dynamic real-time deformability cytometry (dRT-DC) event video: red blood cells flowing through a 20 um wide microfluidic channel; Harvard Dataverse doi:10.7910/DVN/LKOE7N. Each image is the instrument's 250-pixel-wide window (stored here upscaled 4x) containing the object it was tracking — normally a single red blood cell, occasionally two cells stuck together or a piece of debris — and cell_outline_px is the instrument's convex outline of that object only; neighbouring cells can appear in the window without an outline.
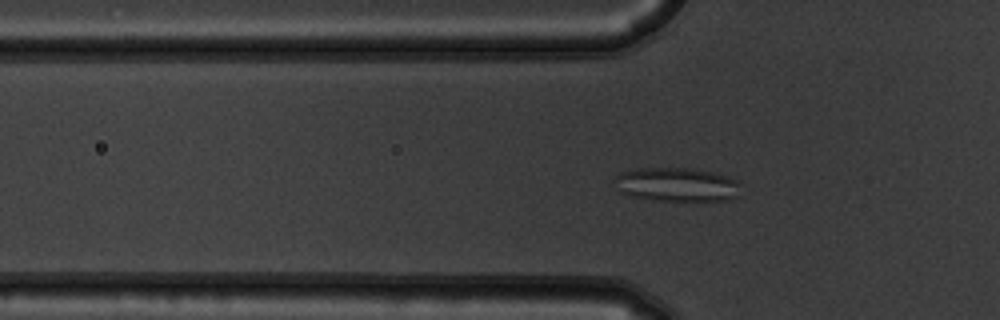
{"species": "common noctule bat (a hibernating species)", "species_latin": "Nyctalus noctula", "temperature_condition": "warm", "stored_images_in_passage": 54, "camera_frame_rate_fps": 3000, "um_per_image_px": 0.085, "animal": {"sex": "male", "body_mass_g": 19.5, "forearm_length_mm": 54.6}, "frame": {"image": 1, "passage_image": 18, "time_ms": 5.667, "image_size_px": [1000, 320], "cell_outline_px": [[740, 184], [736, 196], [728, 200], [656, 200], [632, 196], [616, 192], [612, 180], [620, 172], [636, 168], [692, 168], [712, 172], [728, 176], [740, 180]], "centroid_in_image_um": [57.46, 15.67], "position_along_channel_um": 68.3, "area_um2": 25.2}}
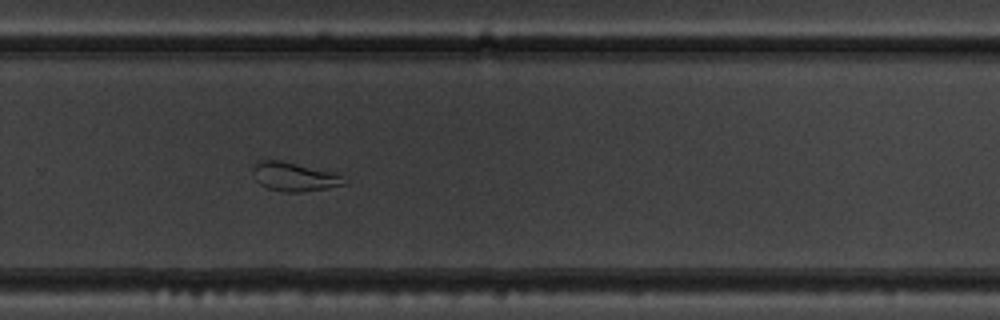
{"frame": {"image": 2, "passage_image": 37, "time_ms": 12.0, "image_size_px": [1000, 320], "cell_outline_px": [[348, 184], [328, 188], [300, 192], [284, 192], [268, 188], [260, 184], [256, 180], [252, 172], [252, 168], [256, 160], [280, 160], [336, 172]], "centroid_in_image_um": [24.99, 15.01], "position_along_channel_um": 304.8, "area_um2": 15.49}}
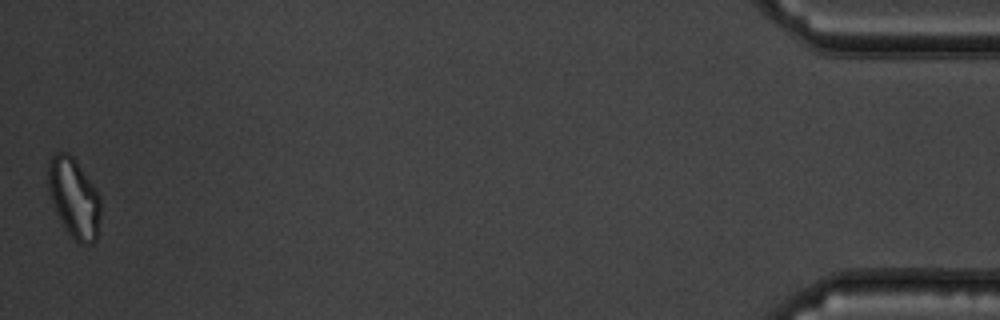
{"frame": {"image": 3, "passage_image": 54, "time_ms": 17.667, "image_size_px": [1000, 320], "cell_outline_px": [[100, 216], [96, 240], [92, 244], [80, 244], [68, 232], [60, 220], [56, 212], [48, 192], [48, 160], [56, 152], [68, 152], [76, 160], [96, 188], [100, 196]], "centroid_in_image_um": [6.29, 16.8], "position_along_channel_um": 428.9, "area_um2": 24.45}, "authors_computed_cell_mechanics": {"area_um2": 22.6287, "velocity_mm_per_s": 3.7487, "shape_relaxation_time_tau1_ms": null, "shape_relaxation_time_tau2_ms": 3.289, "deformation_change_tau1": null, "deformation_change_tau2": 0.0895}}